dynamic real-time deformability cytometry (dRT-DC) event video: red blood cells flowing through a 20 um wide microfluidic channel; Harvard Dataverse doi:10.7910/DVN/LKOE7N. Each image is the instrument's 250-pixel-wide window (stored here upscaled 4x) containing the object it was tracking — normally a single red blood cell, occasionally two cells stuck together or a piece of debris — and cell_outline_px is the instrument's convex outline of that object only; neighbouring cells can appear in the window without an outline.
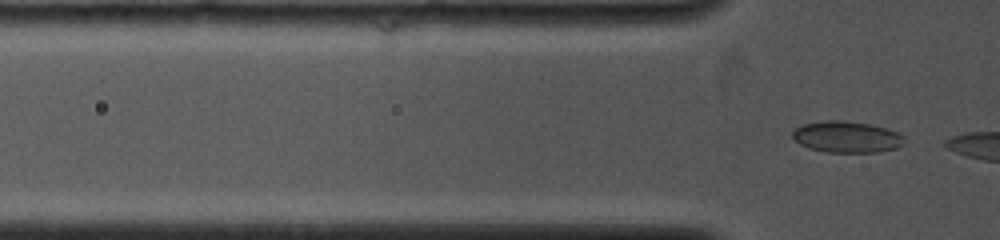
{"species": "common noctule bat (a hibernating species)", "species_latin": "Nyctalus noctula", "temperature_condition": "cold", "stored_images_in_passage": 5, "camera_frame_rate_fps": 4000, "um_per_image_px": 0.085, "animal": {"sex": "female", "body_mass_g": 19.0, "forearm_length_mm": 53.3}, "frame": {"image": 1, "passage_image": 5, "time_ms": 1.0, "image_size_px": [1000, 240], "cell_outline_px": [[904, 144], [896, 148], [876, 152], [828, 152], [808, 148], [800, 144], [792, 136], [792, 132], [800, 124], [824, 120], [844, 120], [872, 124], [896, 132], [904, 136]], "centroid_in_image_um": [71.95, 11.62], "position_along_channel_um": 53.8, "area_um2": 20.52}}